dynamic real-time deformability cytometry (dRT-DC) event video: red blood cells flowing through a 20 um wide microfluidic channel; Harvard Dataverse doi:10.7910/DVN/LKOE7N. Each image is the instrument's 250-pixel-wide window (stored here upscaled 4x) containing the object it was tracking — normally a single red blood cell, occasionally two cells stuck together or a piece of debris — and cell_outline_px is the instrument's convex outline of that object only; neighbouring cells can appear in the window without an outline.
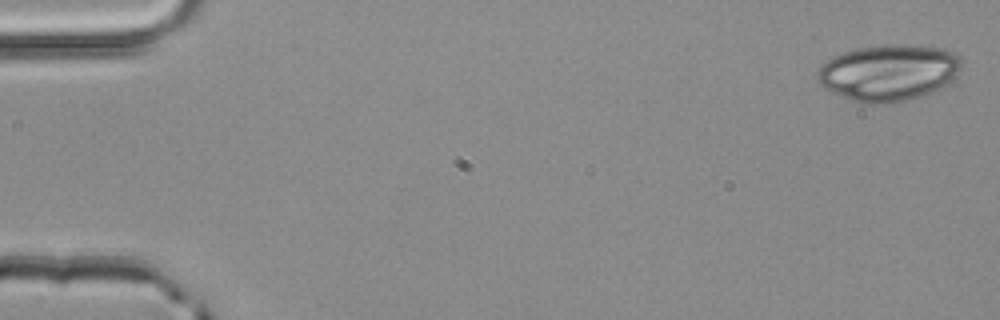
{"species": "common noctule bat (a hibernating species)", "species_latin": "Nyctalus noctula", "temperature_condition": "room temperature", "stored_images_in_passage": 49, "camera_frame_rate_fps": 3000, "um_per_image_px": 0.085, "animal": {"sex": "male", "body_mass_g": 20.4}, "frame": {"image": 1, "passage_image": 1, "time_ms": 0.0, "image_size_px": [1000, 320], "cell_outline_px": [[964, 60], [960, 68], [952, 80], [944, 88], [908, 100], [888, 104], [864, 104], [852, 100], [832, 92], [820, 84], [816, 80], [816, 76], [820, 68], [832, 56], [856, 48], [884, 44], [908, 44], [944, 48], [956, 52]], "centroid_in_image_um": [75.58, 6.16], "position_along_channel_um": 9.4, "area_um2": 47.97}}
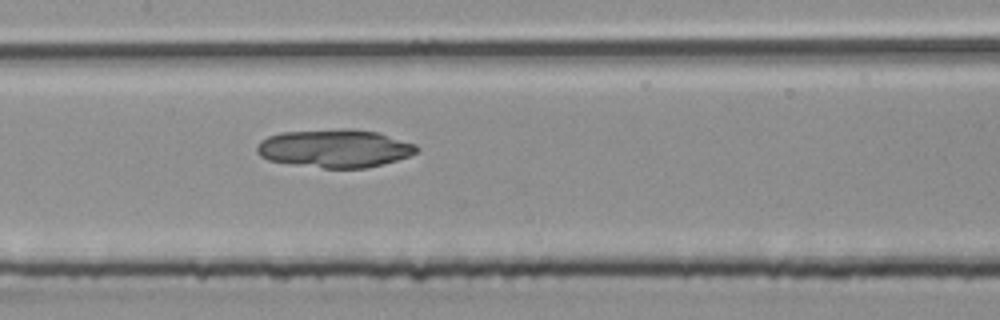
{"frame": {"image": 2, "passage_image": 24, "time_ms": 7.667, "image_size_px": [1000, 320], "cell_outline_px": [[420, 148], [416, 152], [408, 156], [396, 160], [364, 168], [324, 168], [268, 160], [260, 156], [256, 152], [256, 148], [260, 140], [268, 136], [280, 132], [344, 128], [352, 128], [380, 132], [416, 144]], "centroid_in_image_um": [28.45, 12.59], "position_along_channel_um": 178.9, "area_um2": 35.66}}
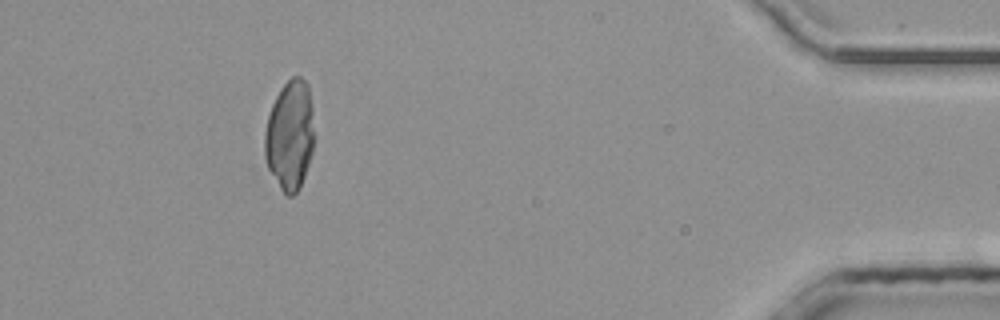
{"frame": {"image": 3, "passage_image": 45, "time_ms": 14.667, "image_size_px": [1000, 320], "cell_outline_px": [[312, 152], [300, 188], [292, 196], [288, 196], [280, 188], [268, 168], [264, 156], [264, 132], [268, 116], [272, 104], [280, 88], [292, 76], [300, 76], [308, 84], [312, 108]], "centroid_in_image_um": [24.61, 11.48], "position_along_channel_um": 410.6, "area_um2": 31.5}}